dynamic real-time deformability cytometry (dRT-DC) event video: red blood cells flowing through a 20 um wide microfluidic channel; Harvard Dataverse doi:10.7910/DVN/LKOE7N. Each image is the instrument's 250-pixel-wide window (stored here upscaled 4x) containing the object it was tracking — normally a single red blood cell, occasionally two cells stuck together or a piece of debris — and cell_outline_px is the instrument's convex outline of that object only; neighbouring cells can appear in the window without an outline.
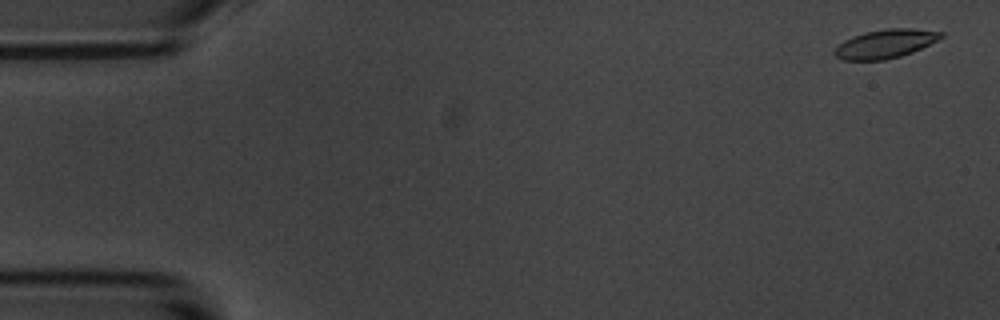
{"species": "common noctule bat (a hibernating species)", "species_latin": "Nyctalus noctula", "temperature_condition": "room temperature", "stored_images_in_passage": 8, "camera_frame_rate_fps": 3000, "um_per_image_px": 0.085, "animal": {"sex": "male", "body_mass_g": 20.1, "forearm_length_mm": 53.5}, "frame": {"image": 1, "passage_image": 1, "time_ms": 0.0, "image_size_px": [1000, 320], "cell_outline_px": [[944, 36], [912, 52], [900, 56], [884, 60], [840, 60], [832, 52], [844, 40], [852, 36], [864, 32], [888, 28], [912, 28], [944, 32]], "centroid_in_image_um": [75.22, 3.72], "position_along_channel_um": 9.8, "area_um2": 17.74}}
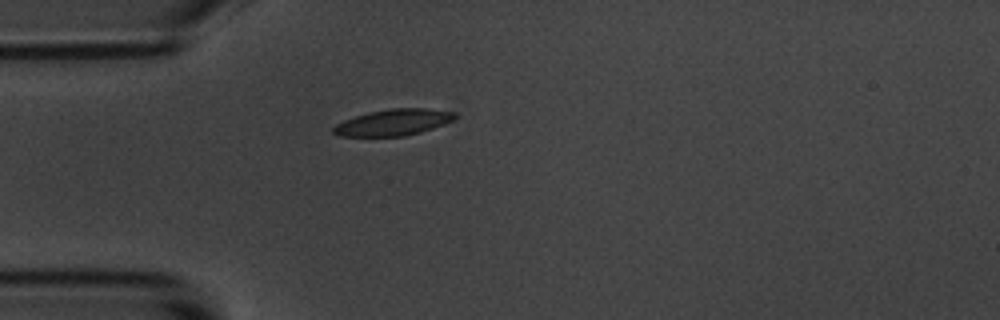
{"frame": {"image": 2, "passage_image": 5, "time_ms": 4.667, "image_size_px": [1000, 320], "cell_outline_px": [[456, 116], [452, 120], [432, 128], [420, 132], [404, 136], [340, 136], [332, 132], [332, 128], [336, 124], [344, 120], [368, 112], [388, 108], [428, 108], [456, 112]], "centroid_in_image_um": [33.41, 10.39], "position_along_channel_um": 51.6, "area_um2": 18.55}}
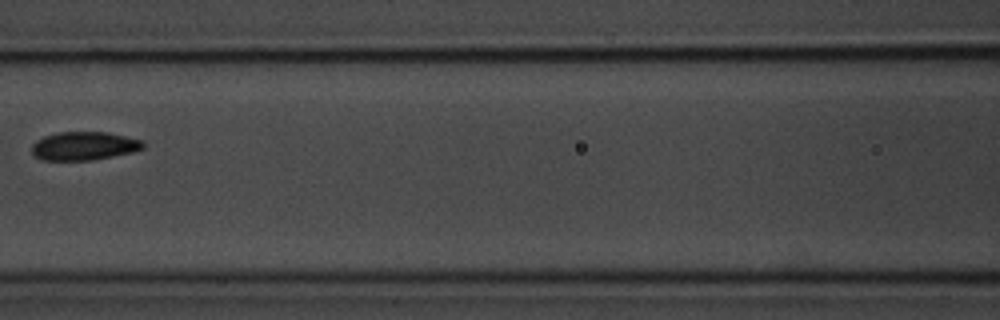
{"frame": {"image": 3, "passage_image": 8, "time_ms": 8.0, "image_size_px": [1000, 320], "cell_outline_px": [[144, 148], [132, 152], [92, 160], [44, 160], [36, 156], [32, 152], [32, 144], [36, 140], [44, 136], [56, 132], [108, 132], [144, 140]], "centroid_in_image_um": [7.16, 12.39], "position_along_channel_um": 159.4, "area_um2": 18.5}}